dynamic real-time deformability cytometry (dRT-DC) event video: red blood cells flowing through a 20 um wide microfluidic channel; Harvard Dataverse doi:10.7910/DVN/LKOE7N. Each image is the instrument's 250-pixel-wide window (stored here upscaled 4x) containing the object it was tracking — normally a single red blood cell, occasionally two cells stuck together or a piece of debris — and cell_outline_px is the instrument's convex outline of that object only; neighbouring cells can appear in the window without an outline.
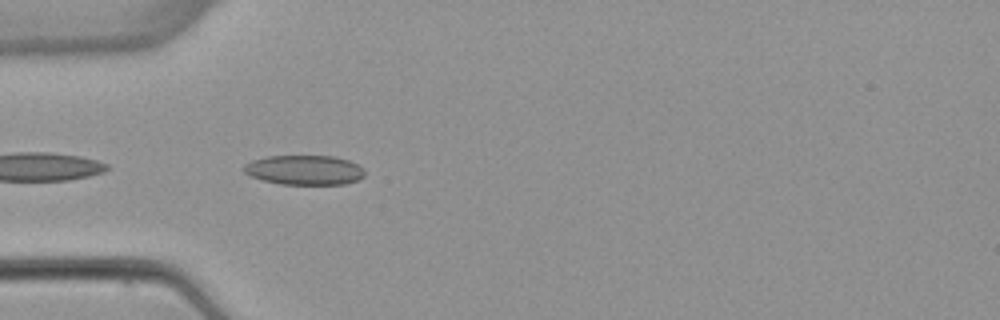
{"species": "common noctule bat (a hibernating species)", "species_latin": "Nyctalus noctula", "temperature_condition": "warm", "stored_images_in_passage": 3, "camera_frame_rate_fps": 3000, "um_per_image_px": 0.085, "animal": {"sex": "female", "body_mass_g": 22.7, "forearm_length_mm": 54.2}, "frame": {"image": 1, "passage_image": 3, "time_ms": 3.333, "image_size_px": [1000, 320], "cell_outline_px": [[364, 176], [356, 180], [344, 184], [280, 184], [264, 180], [252, 176], [244, 172], [244, 164], [252, 160], [268, 156], [336, 156], [348, 160], [364, 168]], "centroid_in_image_um": [25.89, 14.44], "position_along_channel_um": 59.1, "area_um2": 20.75}}